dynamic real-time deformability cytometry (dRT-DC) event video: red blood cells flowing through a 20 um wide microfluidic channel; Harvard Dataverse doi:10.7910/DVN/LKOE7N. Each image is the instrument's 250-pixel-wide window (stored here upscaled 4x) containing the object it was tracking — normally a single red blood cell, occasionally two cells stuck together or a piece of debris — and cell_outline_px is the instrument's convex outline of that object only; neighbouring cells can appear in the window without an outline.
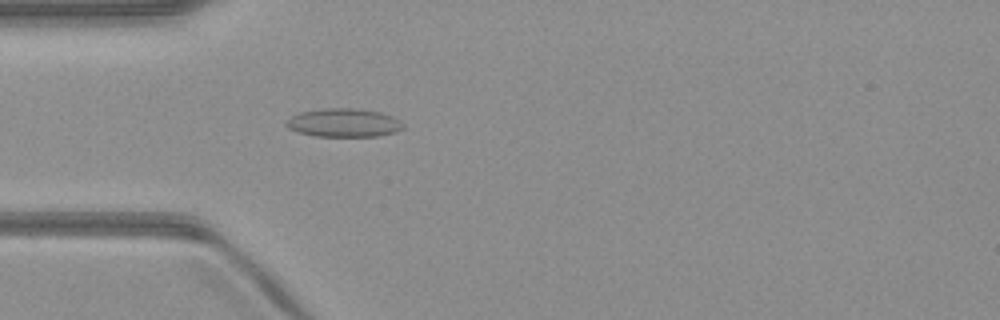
{"species": "common noctule bat (a hibernating species)", "species_latin": "Nyctalus noctula", "temperature_condition": "warm", "stored_images_in_passage": 51, "camera_frame_rate_fps": 3000, "um_per_image_px": 0.085, "animal": {"sex": "male", "body_mass_g": 23.1, "forearm_length_mm": 52.7}, "frame": {"image": 1, "passage_image": 15, "time_ms": 4.667, "image_size_px": [1000, 320], "cell_outline_px": [[404, 128], [396, 132], [380, 136], [316, 136], [296, 132], [288, 128], [284, 124], [292, 116], [300, 112], [324, 108], [352, 108], [380, 112], [392, 116], [400, 120], [404, 124]], "centroid_in_image_um": [29.23, 10.44], "position_along_channel_um": 55.8, "area_um2": 19.48}}
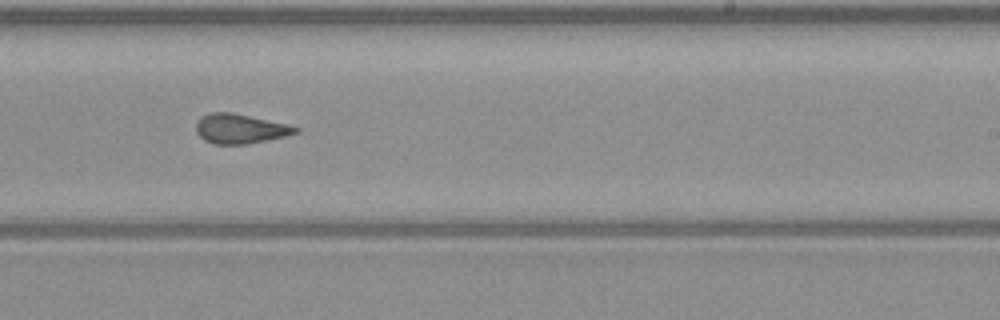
{"frame": {"image": 2, "passage_image": 31, "time_ms": 10.0, "image_size_px": [1000, 320], "cell_outline_px": [[300, 132], [284, 136], [244, 144], [212, 144], [204, 140], [196, 132], [196, 124], [204, 116], [212, 112], [232, 112], [288, 124], [300, 128]], "centroid_in_image_um": [20.42, 10.94], "position_along_channel_um": 268.6, "area_um2": 16.94}}
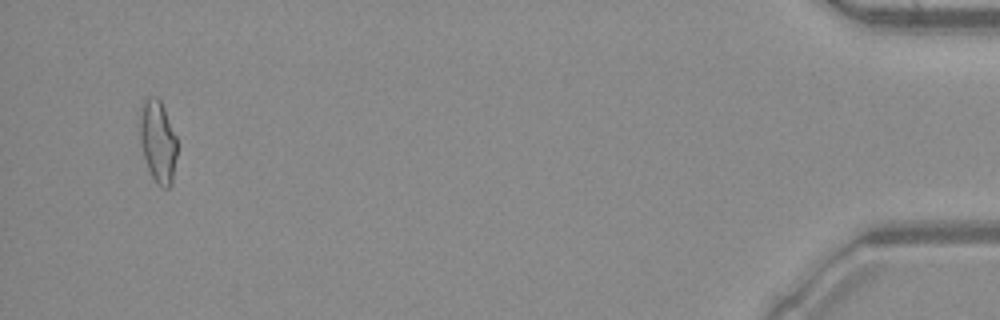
{"frame": {"image": 3, "passage_image": 49, "time_ms": 16.0, "image_size_px": [1000, 320], "cell_outline_px": [[176, 156], [172, 184], [168, 188], [160, 188], [156, 184], [148, 168], [140, 144], [140, 108], [144, 100], [148, 96], [156, 96], [160, 100], [164, 108], [176, 136]], "centroid_in_image_um": [13.41, 12.03], "position_along_channel_um": 421.8, "area_um2": 17.92}, "authors_computed_cell_mechanics": {"area_um2": 17.7446, "velocity_mm_per_s": 4.0455, "shape_relaxation_time_tau1_ms": null, "shape_relaxation_time_tau2_ms": 1.1928, "deformation_change_tau1": null, "deformation_change_tau2": 0.0857}}